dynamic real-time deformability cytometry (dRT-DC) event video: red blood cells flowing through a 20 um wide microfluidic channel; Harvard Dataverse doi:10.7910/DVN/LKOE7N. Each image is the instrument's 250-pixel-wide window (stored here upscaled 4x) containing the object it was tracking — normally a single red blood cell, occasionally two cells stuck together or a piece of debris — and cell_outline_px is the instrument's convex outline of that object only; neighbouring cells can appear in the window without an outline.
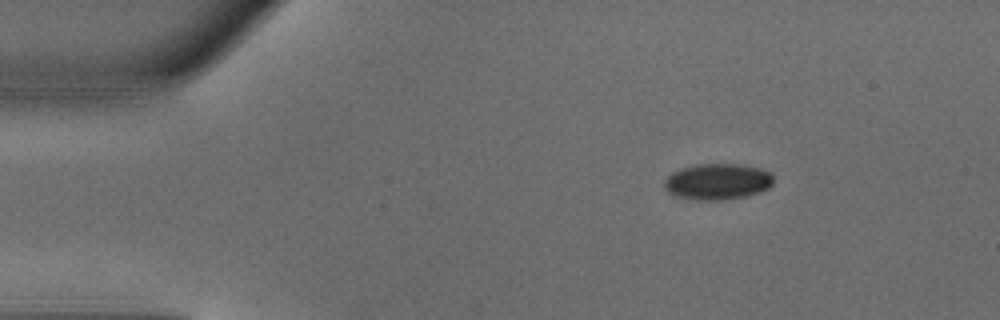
{"species": "common noctule bat (a hibernating species)", "species_latin": "Nyctalus noctula", "temperature_condition": "warm", "stored_images_in_passage": 40, "camera_frame_rate_fps": 3000, "um_per_image_px": 0.085, "animal": {"sex": "male", "body_mass_g": 18.8}, "frame": {"image": 1, "passage_image": 1, "time_ms": 0.0, "image_size_px": [1000, 320], "cell_outline_px": [[772, 184], [768, 188], [760, 192], [744, 196], [720, 200], [696, 200], [680, 196], [668, 192], [664, 188], [664, 180], [672, 172], [680, 168], [696, 164], [744, 164], [760, 168], [772, 172]], "centroid_in_image_um": [61.0, 15.42], "position_along_channel_um": 24.0, "area_um2": 23.0}}
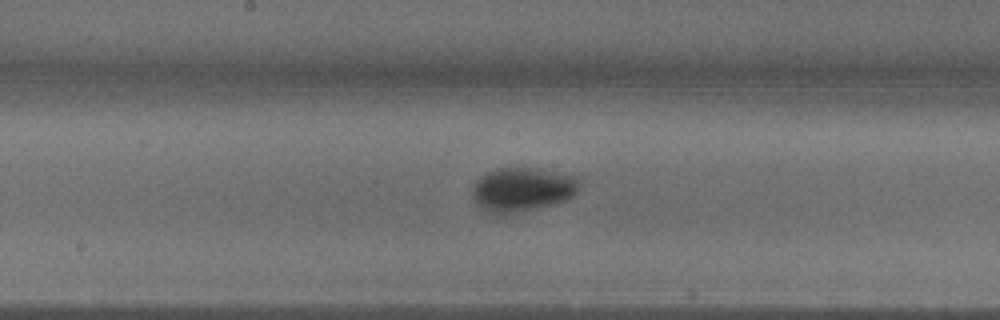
{"frame": {"image": 2, "passage_image": 19, "time_ms": 6.0, "image_size_px": [1000, 320], "cell_outline_px": [[580, 184], [576, 192], [568, 200], [556, 204], [504, 216], [496, 216], [480, 208], [476, 204], [472, 196], [472, 188], [476, 180], [480, 176], [488, 172], [500, 168], [536, 168], [580, 176]], "centroid_in_image_um": [44.4, 16.14], "position_along_channel_um": 203.8, "area_um2": 28.26}}
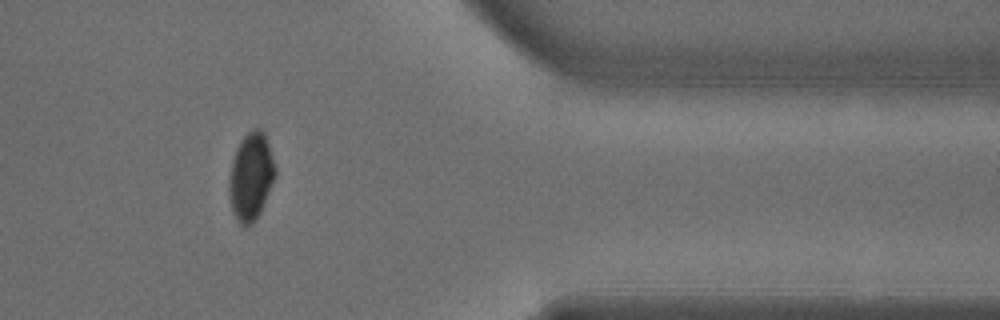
{"frame": {"image": 3, "passage_image": 34, "time_ms": 11.0, "image_size_px": [1000, 320], "cell_outline_px": [[276, 176], [260, 212], [252, 224], [244, 228], [236, 220], [232, 212], [228, 192], [228, 180], [232, 160], [236, 148], [240, 140], [248, 132], [256, 128], [260, 128], [264, 132], [276, 168]], "centroid_in_image_um": [21.31, 15.03], "position_along_channel_um": 390.1, "area_um2": 23.76}}